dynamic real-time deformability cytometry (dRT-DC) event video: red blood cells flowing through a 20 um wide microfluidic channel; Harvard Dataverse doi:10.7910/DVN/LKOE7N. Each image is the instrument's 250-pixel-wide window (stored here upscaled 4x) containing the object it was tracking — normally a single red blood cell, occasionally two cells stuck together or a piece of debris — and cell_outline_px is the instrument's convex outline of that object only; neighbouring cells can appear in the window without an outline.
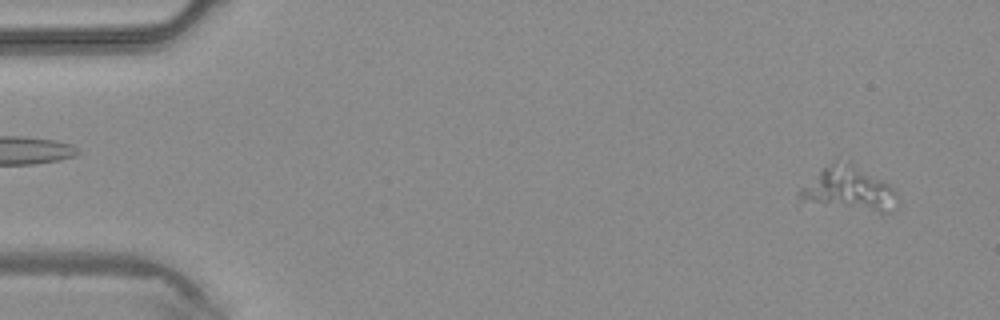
{"species": "common noctule bat (a hibernating species)", "species_latin": "Nyctalus noctula", "temperature_condition": "warm", "stored_images_in_passage": 3, "camera_frame_rate_fps": 3000, "um_per_image_px": 0.085, "animal": {"sex": "male", "body_mass_g": 20.4}, "frame": {"image": 1, "passage_image": 1, "time_ms": 0.0, "image_size_px": [1000, 320], "cell_outline_px": [[900, 200], [896, 208], [892, 212], [880, 212], [824, 204], [796, 196], [796, 192], [800, 188], [824, 168], [836, 160], [848, 160], [888, 184], [896, 192]], "centroid_in_image_um": [72.23, 16.04], "position_along_channel_um": 12.8, "area_um2": 24.28}}
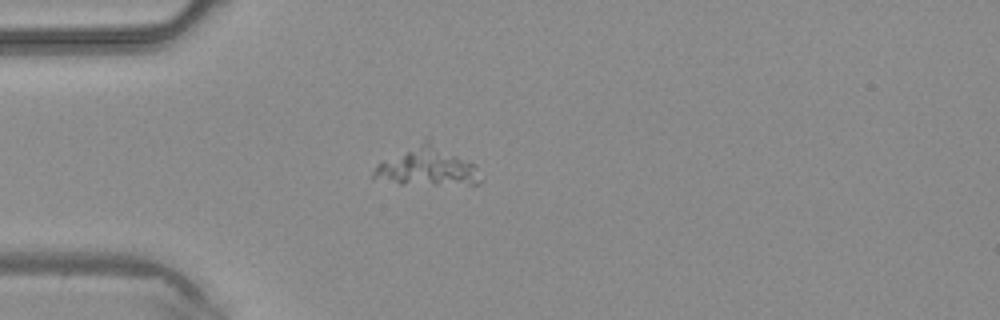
{"frame": {"image": 2, "passage_image": 3, "time_ms": 0.667, "image_size_px": [1000, 320], "cell_outline_px": [[480, 184], [400, 184], [372, 176], [372, 172], [376, 164], [428, 136], [472, 164], [476, 168], [480, 180]], "centroid_in_image_um": [36.27, 14.11], "position_along_channel_um": 48.7, "area_um2": 24.04}}